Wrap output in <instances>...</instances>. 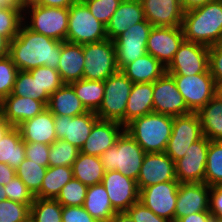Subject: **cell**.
<instances>
[{
  "label": "cell",
  "mask_w": 222,
  "mask_h": 222,
  "mask_svg": "<svg viewBox=\"0 0 222 222\" xmlns=\"http://www.w3.org/2000/svg\"><path fill=\"white\" fill-rule=\"evenodd\" d=\"M110 222H134L130 215L124 212H117Z\"/></svg>",
  "instance_id": "58"
},
{
  "label": "cell",
  "mask_w": 222,
  "mask_h": 222,
  "mask_svg": "<svg viewBox=\"0 0 222 222\" xmlns=\"http://www.w3.org/2000/svg\"><path fill=\"white\" fill-rule=\"evenodd\" d=\"M184 40L182 26H153L148 36L146 52L167 67Z\"/></svg>",
  "instance_id": "16"
},
{
  "label": "cell",
  "mask_w": 222,
  "mask_h": 222,
  "mask_svg": "<svg viewBox=\"0 0 222 222\" xmlns=\"http://www.w3.org/2000/svg\"><path fill=\"white\" fill-rule=\"evenodd\" d=\"M47 106L31 97H20L10 94L0 102V114L13 126L41 113Z\"/></svg>",
  "instance_id": "23"
},
{
  "label": "cell",
  "mask_w": 222,
  "mask_h": 222,
  "mask_svg": "<svg viewBox=\"0 0 222 222\" xmlns=\"http://www.w3.org/2000/svg\"><path fill=\"white\" fill-rule=\"evenodd\" d=\"M133 83H153L166 73V67L146 53L120 70Z\"/></svg>",
  "instance_id": "27"
},
{
  "label": "cell",
  "mask_w": 222,
  "mask_h": 222,
  "mask_svg": "<svg viewBox=\"0 0 222 222\" xmlns=\"http://www.w3.org/2000/svg\"><path fill=\"white\" fill-rule=\"evenodd\" d=\"M73 178L72 167H47L40 191L34 196L37 198L55 199L62 187Z\"/></svg>",
  "instance_id": "34"
},
{
  "label": "cell",
  "mask_w": 222,
  "mask_h": 222,
  "mask_svg": "<svg viewBox=\"0 0 222 222\" xmlns=\"http://www.w3.org/2000/svg\"><path fill=\"white\" fill-rule=\"evenodd\" d=\"M182 29L187 41L207 47L222 42V0L184 12Z\"/></svg>",
  "instance_id": "2"
},
{
  "label": "cell",
  "mask_w": 222,
  "mask_h": 222,
  "mask_svg": "<svg viewBox=\"0 0 222 222\" xmlns=\"http://www.w3.org/2000/svg\"><path fill=\"white\" fill-rule=\"evenodd\" d=\"M209 70L216 84L222 81V42L209 47Z\"/></svg>",
  "instance_id": "50"
},
{
  "label": "cell",
  "mask_w": 222,
  "mask_h": 222,
  "mask_svg": "<svg viewBox=\"0 0 222 222\" xmlns=\"http://www.w3.org/2000/svg\"><path fill=\"white\" fill-rule=\"evenodd\" d=\"M124 130L125 127L120 122L98 119L80 152L100 157L116 143Z\"/></svg>",
  "instance_id": "21"
},
{
  "label": "cell",
  "mask_w": 222,
  "mask_h": 222,
  "mask_svg": "<svg viewBox=\"0 0 222 222\" xmlns=\"http://www.w3.org/2000/svg\"><path fill=\"white\" fill-rule=\"evenodd\" d=\"M62 222H98L83 206H62Z\"/></svg>",
  "instance_id": "51"
},
{
  "label": "cell",
  "mask_w": 222,
  "mask_h": 222,
  "mask_svg": "<svg viewBox=\"0 0 222 222\" xmlns=\"http://www.w3.org/2000/svg\"><path fill=\"white\" fill-rule=\"evenodd\" d=\"M46 171L47 167L41 166L27 158L15 169L16 176L24 182L33 196L40 191Z\"/></svg>",
  "instance_id": "36"
},
{
  "label": "cell",
  "mask_w": 222,
  "mask_h": 222,
  "mask_svg": "<svg viewBox=\"0 0 222 222\" xmlns=\"http://www.w3.org/2000/svg\"><path fill=\"white\" fill-rule=\"evenodd\" d=\"M187 107L197 112L217 94V84L208 69L205 73L185 76L171 75Z\"/></svg>",
  "instance_id": "9"
},
{
  "label": "cell",
  "mask_w": 222,
  "mask_h": 222,
  "mask_svg": "<svg viewBox=\"0 0 222 222\" xmlns=\"http://www.w3.org/2000/svg\"><path fill=\"white\" fill-rule=\"evenodd\" d=\"M123 0H90L85 4L92 15L105 26Z\"/></svg>",
  "instance_id": "46"
},
{
  "label": "cell",
  "mask_w": 222,
  "mask_h": 222,
  "mask_svg": "<svg viewBox=\"0 0 222 222\" xmlns=\"http://www.w3.org/2000/svg\"><path fill=\"white\" fill-rule=\"evenodd\" d=\"M74 3V0H34L32 4L48 6V7H59L69 8Z\"/></svg>",
  "instance_id": "54"
},
{
  "label": "cell",
  "mask_w": 222,
  "mask_h": 222,
  "mask_svg": "<svg viewBox=\"0 0 222 222\" xmlns=\"http://www.w3.org/2000/svg\"><path fill=\"white\" fill-rule=\"evenodd\" d=\"M215 0H180L181 7L184 12L204 6L208 2Z\"/></svg>",
  "instance_id": "57"
},
{
  "label": "cell",
  "mask_w": 222,
  "mask_h": 222,
  "mask_svg": "<svg viewBox=\"0 0 222 222\" xmlns=\"http://www.w3.org/2000/svg\"><path fill=\"white\" fill-rule=\"evenodd\" d=\"M152 27L145 19L128 28L113 41L118 70L147 53L146 44Z\"/></svg>",
  "instance_id": "10"
},
{
  "label": "cell",
  "mask_w": 222,
  "mask_h": 222,
  "mask_svg": "<svg viewBox=\"0 0 222 222\" xmlns=\"http://www.w3.org/2000/svg\"><path fill=\"white\" fill-rule=\"evenodd\" d=\"M24 222H35V220L29 216Z\"/></svg>",
  "instance_id": "64"
},
{
  "label": "cell",
  "mask_w": 222,
  "mask_h": 222,
  "mask_svg": "<svg viewBox=\"0 0 222 222\" xmlns=\"http://www.w3.org/2000/svg\"><path fill=\"white\" fill-rule=\"evenodd\" d=\"M153 112V83H133L128 97L125 126L132 120Z\"/></svg>",
  "instance_id": "29"
},
{
  "label": "cell",
  "mask_w": 222,
  "mask_h": 222,
  "mask_svg": "<svg viewBox=\"0 0 222 222\" xmlns=\"http://www.w3.org/2000/svg\"><path fill=\"white\" fill-rule=\"evenodd\" d=\"M204 183L222 185V141L209 140Z\"/></svg>",
  "instance_id": "37"
},
{
  "label": "cell",
  "mask_w": 222,
  "mask_h": 222,
  "mask_svg": "<svg viewBox=\"0 0 222 222\" xmlns=\"http://www.w3.org/2000/svg\"><path fill=\"white\" fill-rule=\"evenodd\" d=\"M25 158V142L19 129L12 127L0 140V163L16 169Z\"/></svg>",
  "instance_id": "33"
},
{
  "label": "cell",
  "mask_w": 222,
  "mask_h": 222,
  "mask_svg": "<svg viewBox=\"0 0 222 222\" xmlns=\"http://www.w3.org/2000/svg\"><path fill=\"white\" fill-rule=\"evenodd\" d=\"M13 126L0 114V140Z\"/></svg>",
  "instance_id": "60"
},
{
  "label": "cell",
  "mask_w": 222,
  "mask_h": 222,
  "mask_svg": "<svg viewBox=\"0 0 222 222\" xmlns=\"http://www.w3.org/2000/svg\"><path fill=\"white\" fill-rule=\"evenodd\" d=\"M145 154L142 147L124 130L100 159L105 172L116 170L137 181Z\"/></svg>",
  "instance_id": "4"
},
{
  "label": "cell",
  "mask_w": 222,
  "mask_h": 222,
  "mask_svg": "<svg viewBox=\"0 0 222 222\" xmlns=\"http://www.w3.org/2000/svg\"><path fill=\"white\" fill-rule=\"evenodd\" d=\"M11 94L20 97H31L43 102L46 106L50 97L48 94H39V84L36 76H32L28 71L18 72Z\"/></svg>",
  "instance_id": "39"
},
{
  "label": "cell",
  "mask_w": 222,
  "mask_h": 222,
  "mask_svg": "<svg viewBox=\"0 0 222 222\" xmlns=\"http://www.w3.org/2000/svg\"><path fill=\"white\" fill-rule=\"evenodd\" d=\"M9 55V41L0 35V59Z\"/></svg>",
  "instance_id": "59"
},
{
  "label": "cell",
  "mask_w": 222,
  "mask_h": 222,
  "mask_svg": "<svg viewBox=\"0 0 222 222\" xmlns=\"http://www.w3.org/2000/svg\"><path fill=\"white\" fill-rule=\"evenodd\" d=\"M98 119L99 117L93 111L73 117L54 115L56 138L81 149Z\"/></svg>",
  "instance_id": "17"
},
{
  "label": "cell",
  "mask_w": 222,
  "mask_h": 222,
  "mask_svg": "<svg viewBox=\"0 0 222 222\" xmlns=\"http://www.w3.org/2000/svg\"><path fill=\"white\" fill-rule=\"evenodd\" d=\"M16 175L15 169L7 164L0 163V185L4 186L8 184L12 178Z\"/></svg>",
  "instance_id": "55"
},
{
  "label": "cell",
  "mask_w": 222,
  "mask_h": 222,
  "mask_svg": "<svg viewBox=\"0 0 222 222\" xmlns=\"http://www.w3.org/2000/svg\"><path fill=\"white\" fill-rule=\"evenodd\" d=\"M210 186L206 183H180L175 207V221L197 212L209 211Z\"/></svg>",
  "instance_id": "20"
},
{
  "label": "cell",
  "mask_w": 222,
  "mask_h": 222,
  "mask_svg": "<svg viewBox=\"0 0 222 222\" xmlns=\"http://www.w3.org/2000/svg\"><path fill=\"white\" fill-rule=\"evenodd\" d=\"M34 0H24L25 4L32 3Z\"/></svg>",
  "instance_id": "65"
},
{
  "label": "cell",
  "mask_w": 222,
  "mask_h": 222,
  "mask_svg": "<svg viewBox=\"0 0 222 222\" xmlns=\"http://www.w3.org/2000/svg\"><path fill=\"white\" fill-rule=\"evenodd\" d=\"M4 188L8 200L32 205L35 197L28 190L24 182L16 175L8 184L4 185Z\"/></svg>",
  "instance_id": "47"
},
{
  "label": "cell",
  "mask_w": 222,
  "mask_h": 222,
  "mask_svg": "<svg viewBox=\"0 0 222 222\" xmlns=\"http://www.w3.org/2000/svg\"><path fill=\"white\" fill-rule=\"evenodd\" d=\"M217 94L222 97V81L217 84Z\"/></svg>",
  "instance_id": "62"
},
{
  "label": "cell",
  "mask_w": 222,
  "mask_h": 222,
  "mask_svg": "<svg viewBox=\"0 0 222 222\" xmlns=\"http://www.w3.org/2000/svg\"><path fill=\"white\" fill-rule=\"evenodd\" d=\"M30 206L13 200L0 202V222H24L30 216Z\"/></svg>",
  "instance_id": "45"
},
{
  "label": "cell",
  "mask_w": 222,
  "mask_h": 222,
  "mask_svg": "<svg viewBox=\"0 0 222 222\" xmlns=\"http://www.w3.org/2000/svg\"><path fill=\"white\" fill-rule=\"evenodd\" d=\"M145 19L152 26H182L184 11L180 0H140Z\"/></svg>",
  "instance_id": "22"
},
{
  "label": "cell",
  "mask_w": 222,
  "mask_h": 222,
  "mask_svg": "<svg viewBox=\"0 0 222 222\" xmlns=\"http://www.w3.org/2000/svg\"><path fill=\"white\" fill-rule=\"evenodd\" d=\"M133 82L120 70L104 81V97L95 112L99 119L120 122L125 127V112Z\"/></svg>",
  "instance_id": "6"
},
{
  "label": "cell",
  "mask_w": 222,
  "mask_h": 222,
  "mask_svg": "<svg viewBox=\"0 0 222 222\" xmlns=\"http://www.w3.org/2000/svg\"><path fill=\"white\" fill-rule=\"evenodd\" d=\"M23 15L17 10L0 8V35L11 42L19 33Z\"/></svg>",
  "instance_id": "43"
},
{
  "label": "cell",
  "mask_w": 222,
  "mask_h": 222,
  "mask_svg": "<svg viewBox=\"0 0 222 222\" xmlns=\"http://www.w3.org/2000/svg\"><path fill=\"white\" fill-rule=\"evenodd\" d=\"M80 153V149L64 140H56L50 145L49 166L71 167Z\"/></svg>",
  "instance_id": "40"
},
{
  "label": "cell",
  "mask_w": 222,
  "mask_h": 222,
  "mask_svg": "<svg viewBox=\"0 0 222 222\" xmlns=\"http://www.w3.org/2000/svg\"><path fill=\"white\" fill-rule=\"evenodd\" d=\"M209 212L216 221H222V185L210 187Z\"/></svg>",
  "instance_id": "52"
},
{
  "label": "cell",
  "mask_w": 222,
  "mask_h": 222,
  "mask_svg": "<svg viewBox=\"0 0 222 222\" xmlns=\"http://www.w3.org/2000/svg\"><path fill=\"white\" fill-rule=\"evenodd\" d=\"M145 20L140 0H123L106 25L108 39L114 41L128 28Z\"/></svg>",
  "instance_id": "25"
},
{
  "label": "cell",
  "mask_w": 222,
  "mask_h": 222,
  "mask_svg": "<svg viewBox=\"0 0 222 222\" xmlns=\"http://www.w3.org/2000/svg\"><path fill=\"white\" fill-rule=\"evenodd\" d=\"M106 26L97 20L85 3H73L69 7L66 41L86 44L107 39Z\"/></svg>",
  "instance_id": "7"
},
{
  "label": "cell",
  "mask_w": 222,
  "mask_h": 222,
  "mask_svg": "<svg viewBox=\"0 0 222 222\" xmlns=\"http://www.w3.org/2000/svg\"><path fill=\"white\" fill-rule=\"evenodd\" d=\"M4 200H8L7 195L5 193V188L4 186L0 185V202L4 201Z\"/></svg>",
  "instance_id": "61"
},
{
  "label": "cell",
  "mask_w": 222,
  "mask_h": 222,
  "mask_svg": "<svg viewBox=\"0 0 222 222\" xmlns=\"http://www.w3.org/2000/svg\"><path fill=\"white\" fill-rule=\"evenodd\" d=\"M208 146L209 140L203 136L175 162V176L179 183H204Z\"/></svg>",
  "instance_id": "15"
},
{
  "label": "cell",
  "mask_w": 222,
  "mask_h": 222,
  "mask_svg": "<svg viewBox=\"0 0 222 222\" xmlns=\"http://www.w3.org/2000/svg\"><path fill=\"white\" fill-rule=\"evenodd\" d=\"M88 186L72 178L55 198L62 206H83Z\"/></svg>",
  "instance_id": "41"
},
{
  "label": "cell",
  "mask_w": 222,
  "mask_h": 222,
  "mask_svg": "<svg viewBox=\"0 0 222 222\" xmlns=\"http://www.w3.org/2000/svg\"><path fill=\"white\" fill-rule=\"evenodd\" d=\"M54 115L46 108L38 115L17 126L24 142L51 145L57 140Z\"/></svg>",
  "instance_id": "24"
},
{
  "label": "cell",
  "mask_w": 222,
  "mask_h": 222,
  "mask_svg": "<svg viewBox=\"0 0 222 222\" xmlns=\"http://www.w3.org/2000/svg\"><path fill=\"white\" fill-rule=\"evenodd\" d=\"M172 125L173 117L151 112L132 120L125 130L146 153L165 152Z\"/></svg>",
  "instance_id": "3"
},
{
  "label": "cell",
  "mask_w": 222,
  "mask_h": 222,
  "mask_svg": "<svg viewBox=\"0 0 222 222\" xmlns=\"http://www.w3.org/2000/svg\"><path fill=\"white\" fill-rule=\"evenodd\" d=\"M126 212L134 222H169L168 220L157 216L140 201L134 203Z\"/></svg>",
  "instance_id": "49"
},
{
  "label": "cell",
  "mask_w": 222,
  "mask_h": 222,
  "mask_svg": "<svg viewBox=\"0 0 222 222\" xmlns=\"http://www.w3.org/2000/svg\"><path fill=\"white\" fill-rule=\"evenodd\" d=\"M68 18L69 8L28 3L25 5L23 24L33 32L63 42L66 41Z\"/></svg>",
  "instance_id": "5"
},
{
  "label": "cell",
  "mask_w": 222,
  "mask_h": 222,
  "mask_svg": "<svg viewBox=\"0 0 222 222\" xmlns=\"http://www.w3.org/2000/svg\"><path fill=\"white\" fill-rule=\"evenodd\" d=\"M61 41L33 32L24 24L9 42V56L19 71H30L40 66L57 70Z\"/></svg>",
  "instance_id": "1"
},
{
  "label": "cell",
  "mask_w": 222,
  "mask_h": 222,
  "mask_svg": "<svg viewBox=\"0 0 222 222\" xmlns=\"http://www.w3.org/2000/svg\"><path fill=\"white\" fill-rule=\"evenodd\" d=\"M84 60L83 44L61 42V54L57 70L64 84L83 79Z\"/></svg>",
  "instance_id": "26"
},
{
  "label": "cell",
  "mask_w": 222,
  "mask_h": 222,
  "mask_svg": "<svg viewBox=\"0 0 222 222\" xmlns=\"http://www.w3.org/2000/svg\"><path fill=\"white\" fill-rule=\"evenodd\" d=\"M73 178L87 186L102 183L105 174L100 157L79 153L72 164Z\"/></svg>",
  "instance_id": "32"
},
{
  "label": "cell",
  "mask_w": 222,
  "mask_h": 222,
  "mask_svg": "<svg viewBox=\"0 0 222 222\" xmlns=\"http://www.w3.org/2000/svg\"><path fill=\"white\" fill-rule=\"evenodd\" d=\"M30 216L35 222H62V205L51 198H34Z\"/></svg>",
  "instance_id": "38"
},
{
  "label": "cell",
  "mask_w": 222,
  "mask_h": 222,
  "mask_svg": "<svg viewBox=\"0 0 222 222\" xmlns=\"http://www.w3.org/2000/svg\"><path fill=\"white\" fill-rule=\"evenodd\" d=\"M209 69V47L184 40L166 67L170 75H195Z\"/></svg>",
  "instance_id": "12"
},
{
  "label": "cell",
  "mask_w": 222,
  "mask_h": 222,
  "mask_svg": "<svg viewBox=\"0 0 222 222\" xmlns=\"http://www.w3.org/2000/svg\"><path fill=\"white\" fill-rule=\"evenodd\" d=\"M212 214L209 211L197 212L181 218L175 222H215Z\"/></svg>",
  "instance_id": "53"
},
{
  "label": "cell",
  "mask_w": 222,
  "mask_h": 222,
  "mask_svg": "<svg viewBox=\"0 0 222 222\" xmlns=\"http://www.w3.org/2000/svg\"><path fill=\"white\" fill-rule=\"evenodd\" d=\"M83 207L98 222H110L117 213L102 183L88 186Z\"/></svg>",
  "instance_id": "30"
},
{
  "label": "cell",
  "mask_w": 222,
  "mask_h": 222,
  "mask_svg": "<svg viewBox=\"0 0 222 222\" xmlns=\"http://www.w3.org/2000/svg\"><path fill=\"white\" fill-rule=\"evenodd\" d=\"M203 136L210 141H222V97L216 94L197 112Z\"/></svg>",
  "instance_id": "31"
},
{
  "label": "cell",
  "mask_w": 222,
  "mask_h": 222,
  "mask_svg": "<svg viewBox=\"0 0 222 222\" xmlns=\"http://www.w3.org/2000/svg\"><path fill=\"white\" fill-rule=\"evenodd\" d=\"M179 181L154 184L139 191V201L157 216L175 222Z\"/></svg>",
  "instance_id": "13"
},
{
  "label": "cell",
  "mask_w": 222,
  "mask_h": 222,
  "mask_svg": "<svg viewBox=\"0 0 222 222\" xmlns=\"http://www.w3.org/2000/svg\"><path fill=\"white\" fill-rule=\"evenodd\" d=\"M153 112L171 117L192 113L179 93L174 78L168 73L153 82Z\"/></svg>",
  "instance_id": "14"
},
{
  "label": "cell",
  "mask_w": 222,
  "mask_h": 222,
  "mask_svg": "<svg viewBox=\"0 0 222 222\" xmlns=\"http://www.w3.org/2000/svg\"><path fill=\"white\" fill-rule=\"evenodd\" d=\"M83 79L105 81L118 71L114 42L105 39L83 44Z\"/></svg>",
  "instance_id": "8"
},
{
  "label": "cell",
  "mask_w": 222,
  "mask_h": 222,
  "mask_svg": "<svg viewBox=\"0 0 222 222\" xmlns=\"http://www.w3.org/2000/svg\"><path fill=\"white\" fill-rule=\"evenodd\" d=\"M202 137V126L196 112L173 117L172 132L165 153L176 162L193 142Z\"/></svg>",
  "instance_id": "11"
},
{
  "label": "cell",
  "mask_w": 222,
  "mask_h": 222,
  "mask_svg": "<svg viewBox=\"0 0 222 222\" xmlns=\"http://www.w3.org/2000/svg\"><path fill=\"white\" fill-rule=\"evenodd\" d=\"M25 5L24 0H0V8L17 10L22 15L24 14Z\"/></svg>",
  "instance_id": "56"
},
{
  "label": "cell",
  "mask_w": 222,
  "mask_h": 222,
  "mask_svg": "<svg viewBox=\"0 0 222 222\" xmlns=\"http://www.w3.org/2000/svg\"><path fill=\"white\" fill-rule=\"evenodd\" d=\"M102 184L107 191L113 208L117 212L127 211L139 201V189L136 180L113 170L105 172Z\"/></svg>",
  "instance_id": "18"
},
{
  "label": "cell",
  "mask_w": 222,
  "mask_h": 222,
  "mask_svg": "<svg viewBox=\"0 0 222 222\" xmlns=\"http://www.w3.org/2000/svg\"><path fill=\"white\" fill-rule=\"evenodd\" d=\"M90 0H74L75 3H86Z\"/></svg>",
  "instance_id": "63"
},
{
  "label": "cell",
  "mask_w": 222,
  "mask_h": 222,
  "mask_svg": "<svg viewBox=\"0 0 222 222\" xmlns=\"http://www.w3.org/2000/svg\"><path fill=\"white\" fill-rule=\"evenodd\" d=\"M49 151L50 145L37 142H25L26 158L41 166L49 167Z\"/></svg>",
  "instance_id": "48"
},
{
  "label": "cell",
  "mask_w": 222,
  "mask_h": 222,
  "mask_svg": "<svg viewBox=\"0 0 222 222\" xmlns=\"http://www.w3.org/2000/svg\"><path fill=\"white\" fill-rule=\"evenodd\" d=\"M28 72L32 76H36L39 84V94H48L50 96L64 84L58 70L45 65L32 69Z\"/></svg>",
  "instance_id": "42"
},
{
  "label": "cell",
  "mask_w": 222,
  "mask_h": 222,
  "mask_svg": "<svg viewBox=\"0 0 222 222\" xmlns=\"http://www.w3.org/2000/svg\"><path fill=\"white\" fill-rule=\"evenodd\" d=\"M18 72L9 55L0 59V102L12 93Z\"/></svg>",
  "instance_id": "44"
},
{
  "label": "cell",
  "mask_w": 222,
  "mask_h": 222,
  "mask_svg": "<svg viewBox=\"0 0 222 222\" xmlns=\"http://www.w3.org/2000/svg\"><path fill=\"white\" fill-rule=\"evenodd\" d=\"M167 181H178L175 162L165 152L146 153L136 181L139 191Z\"/></svg>",
  "instance_id": "19"
},
{
  "label": "cell",
  "mask_w": 222,
  "mask_h": 222,
  "mask_svg": "<svg viewBox=\"0 0 222 222\" xmlns=\"http://www.w3.org/2000/svg\"><path fill=\"white\" fill-rule=\"evenodd\" d=\"M70 85L88 111L99 109L104 97V81L81 79Z\"/></svg>",
  "instance_id": "35"
},
{
  "label": "cell",
  "mask_w": 222,
  "mask_h": 222,
  "mask_svg": "<svg viewBox=\"0 0 222 222\" xmlns=\"http://www.w3.org/2000/svg\"><path fill=\"white\" fill-rule=\"evenodd\" d=\"M47 109L56 116H78L88 112L70 84H63L52 93Z\"/></svg>",
  "instance_id": "28"
}]
</instances>
